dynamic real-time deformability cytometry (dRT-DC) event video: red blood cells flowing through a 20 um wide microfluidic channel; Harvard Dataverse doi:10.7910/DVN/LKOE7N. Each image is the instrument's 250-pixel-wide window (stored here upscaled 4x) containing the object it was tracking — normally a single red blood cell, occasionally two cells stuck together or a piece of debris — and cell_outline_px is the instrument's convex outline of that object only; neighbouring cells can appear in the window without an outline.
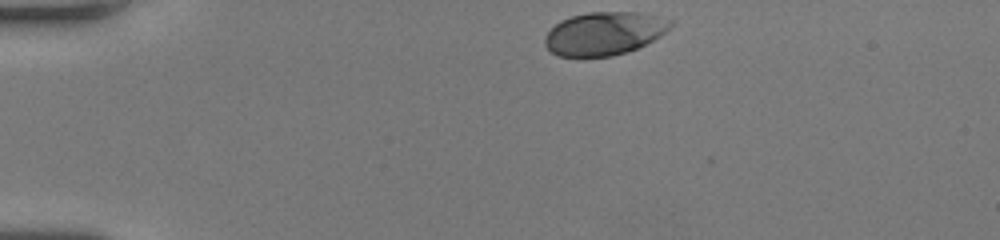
{"species": "human", "species_latin": "Homo sapiens", "temperature_condition": "room temperature", "stored_images_in_passage": 34, "camera_frame_rate_fps": 3000, "um_per_image_px": 0.085, "donor": {"sex": "female"}, "frame": {"image": 1, "passage_image": 1, "time_ms": 0.0, "image_size_px": [1000, 240], "cell_outline_px": [[672, 24], [660, 36], [628, 52], [612, 56], [556, 56], [544, 44], [544, 40], [548, 32], [560, 20], [572, 16], [588, 12], [636, 12], [672, 20]], "centroid_in_image_um": [51.33, 2.84], "position_along_channel_um": 33.7, "area_um2": 31.21}}
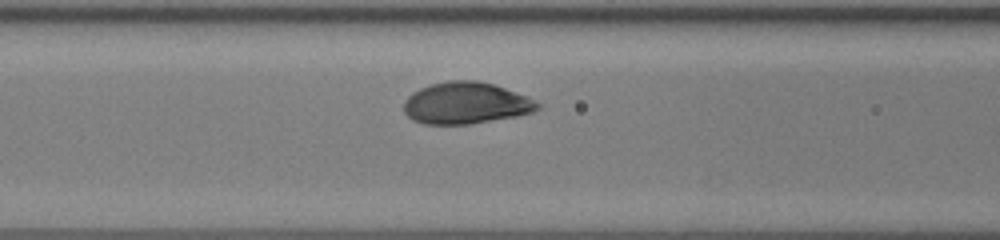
{"frame": {"image": 2, "passage_image": 13, "time_ms": 4.0, "image_size_px": [1000, 240], "cell_outline_px": [[540, 108], [532, 112], [516, 116], [468, 124], [424, 124], [412, 120], [404, 112], [404, 100], [412, 92], [420, 88], [432, 84], [448, 80], [476, 80], [492, 84], [504, 88], [524, 96], [540, 104]], "centroid_in_image_um": [39.54, 8.77], "position_along_channel_um": 127.1, "area_um2": 32.19}}
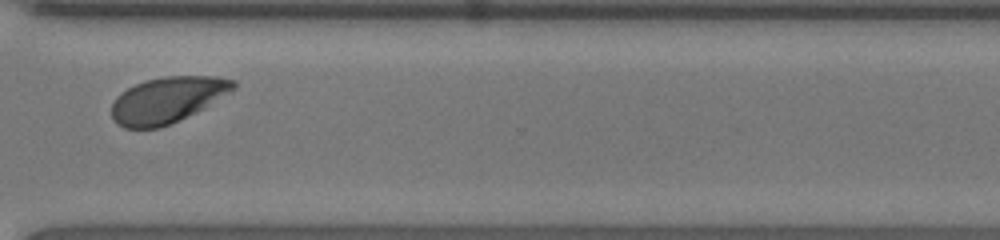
{"frame": {"image": 3, "passage_image": 30, "time_ms": 9.667, "image_size_px": [1000, 240], "cell_outline_px": [[236, 88], [204, 108], [196, 112], [160, 128], [124, 128], [116, 124], [112, 120], [112, 104], [116, 96], [120, 92], [136, 84], [148, 80], [164, 76], [216, 76], [236, 80]], "centroid_in_image_um": [14.21, 8.49], "position_along_channel_um": 356.4, "area_um2": 32.6}, "authors_computed_cell_mechanics": {"area_um2": 32.2524, "velocity_mm_per_s": 4.0307, "shape_relaxation_time_tau1_ms": 2.6211, "shape_relaxation_time_tau2_ms": null, "deformation_change_tau1": 0.1449, "deformation_change_tau2": null}}